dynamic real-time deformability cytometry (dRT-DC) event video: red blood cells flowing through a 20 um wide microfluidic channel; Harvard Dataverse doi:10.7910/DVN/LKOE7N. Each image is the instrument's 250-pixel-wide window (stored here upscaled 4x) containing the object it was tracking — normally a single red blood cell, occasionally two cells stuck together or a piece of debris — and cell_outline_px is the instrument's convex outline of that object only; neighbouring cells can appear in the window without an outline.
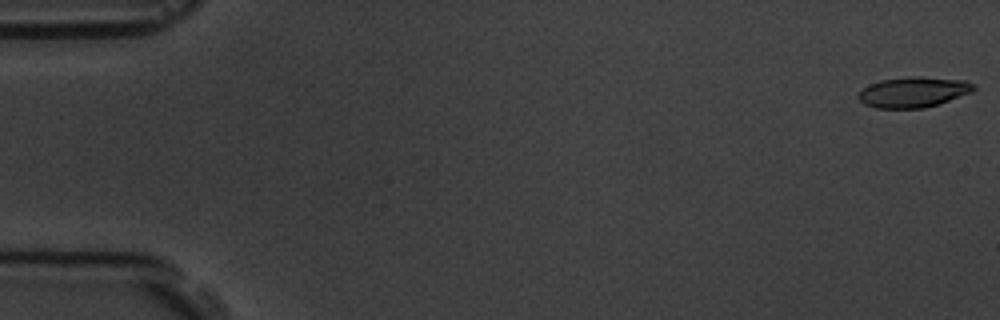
{"species": "common noctule bat (a hibernating species)", "species_latin": "Nyctalus noctula", "temperature_condition": "room temperature", "stored_images_in_passage": 5, "camera_frame_rate_fps": 3000, "um_per_image_px": 0.085, "animal": {"sex": "male", "body_mass_g": 19.5, "forearm_length_mm": 54.6}, "frame": {"image": 1, "passage_image": 1, "time_ms": 0.0, "image_size_px": [1000, 320], "cell_outline_px": [[976, 88], [972, 92], [924, 108], [876, 108], [864, 104], [856, 96], [864, 88], [880, 80], [912, 76], [920, 76], [964, 80], [976, 84]], "centroid_in_image_um": [77.65, 7.82], "position_along_channel_um": 7.4, "area_um2": 20.35}}
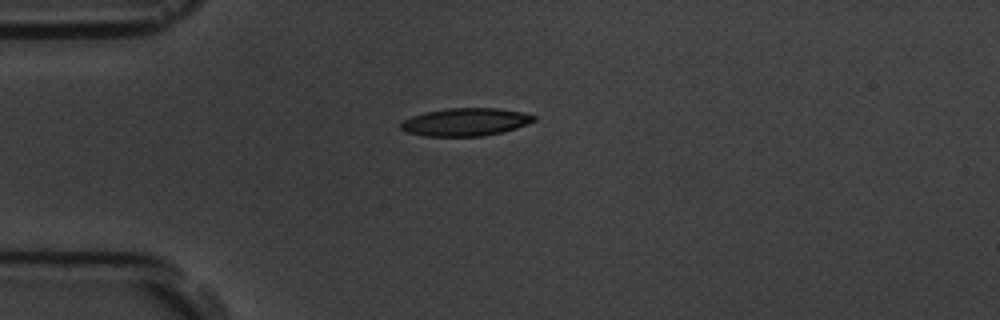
{"frame": {"image": 2, "passage_image": 5, "time_ms": 4.667, "image_size_px": [1000, 320], "cell_outline_px": [[536, 120], [516, 128], [484, 136], [424, 136], [408, 132], [400, 128], [400, 124], [404, 120], [412, 116], [424, 112], [448, 108], [496, 108], [520, 112], [536, 116]], "centroid_in_image_um": [39.55, 10.37], "position_along_channel_um": 45.5, "area_um2": 21.39}}